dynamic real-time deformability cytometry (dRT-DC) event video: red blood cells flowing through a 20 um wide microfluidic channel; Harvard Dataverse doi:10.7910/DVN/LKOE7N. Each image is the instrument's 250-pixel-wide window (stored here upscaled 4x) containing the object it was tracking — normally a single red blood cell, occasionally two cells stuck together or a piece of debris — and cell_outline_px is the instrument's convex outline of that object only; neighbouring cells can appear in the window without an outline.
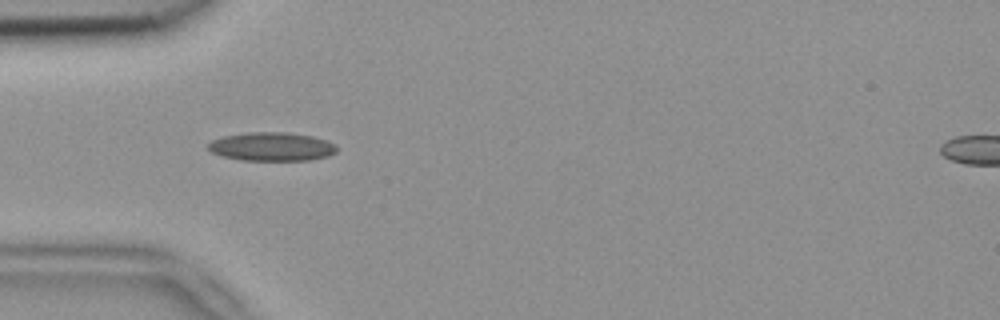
{"species": "common noctule bat (a hibernating species)", "species_latin": "Nyctalus noctula", "temperature_condition": "room temperature", "stored_images_in_passage": 4, "camera_frame_rate_fps": 3000, "um_per_image_px": 0.085, "animal": {"sex": "female", "body_mass_g": 18.4}, "frame": {"image": 1, "passage_image": 3, "time_ms": 0.667, "image_size_px": [1000, 320], "cell_outline_px": [[336, 152], [328, 156], [312, 160], [240, 160], [224, 156], [212, 152], [208, 148], [208, 144], [212, 140], [224, 136], [248, 132], [284, 132], [312, 136], [336, 144]], "centroid_in_image_um": [23.11, 12.46], "position_along_channel_um": 61.9, "area_um2": 21.33}}